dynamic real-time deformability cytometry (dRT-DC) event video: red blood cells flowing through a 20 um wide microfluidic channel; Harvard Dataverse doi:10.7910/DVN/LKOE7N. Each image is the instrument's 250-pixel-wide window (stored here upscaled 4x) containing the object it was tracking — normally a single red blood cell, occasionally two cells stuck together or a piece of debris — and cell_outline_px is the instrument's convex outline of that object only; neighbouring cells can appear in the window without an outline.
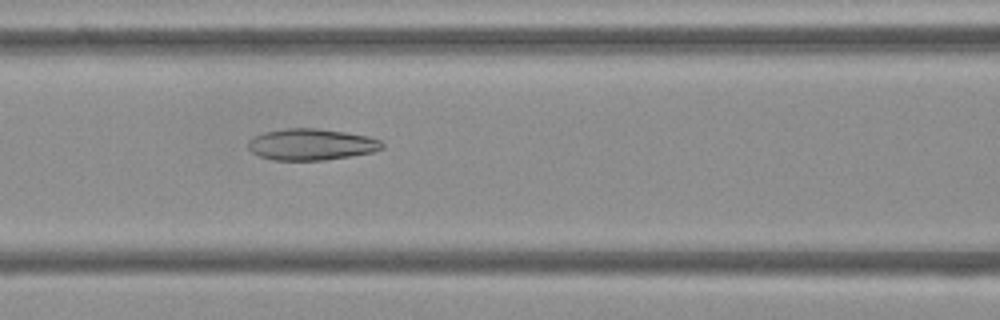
{"species": "Egyptian fruit bat (a non-hibernating species)", "species_latin": "Rousettus aegyptiacus", "temperature_condition": "cold", "stored_images_in_passage": 38, "camera_frame_rate_fps": 3000, "um_per_image_px": 0.085, "frame": {"image": 1, "passage_image": 7, "time_ms": 2.0, "image_size_px": [1000, 320], "cell_outline_px": [[384, 148], [372, 152], [352, 156], [324, 160], [272, 160], [260, 156], [252, 152], [248, 148], [248, 140], [252, 136], [264, 132], [284, 128], [316, 128], [344, 132], [368, 136], [380, 140], [384, 144]], "centroid_in_image_um": [26.44, 12.27], "position_along_channel_um": 140.2, "area_um2": 24.68}}
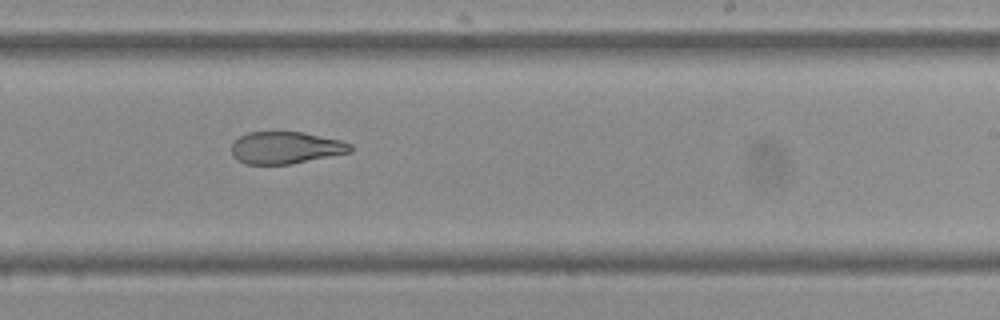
{"frame": {"image": 2, "passage_image": 17, "time_ms": 5.333, "image_size_px": [1000, 320], "cell_outline_px": [[352, 152], [292, 164], [244, 164], [236, 160], [232, 156], [232, 144], [240, 136], [248, 132], [304, 132], [340, 140], [352, 144]], "centroid_in_image_um": [24.29, 12.56], "position_along_channel_um": 264.7, "area_um2": 22.37}}
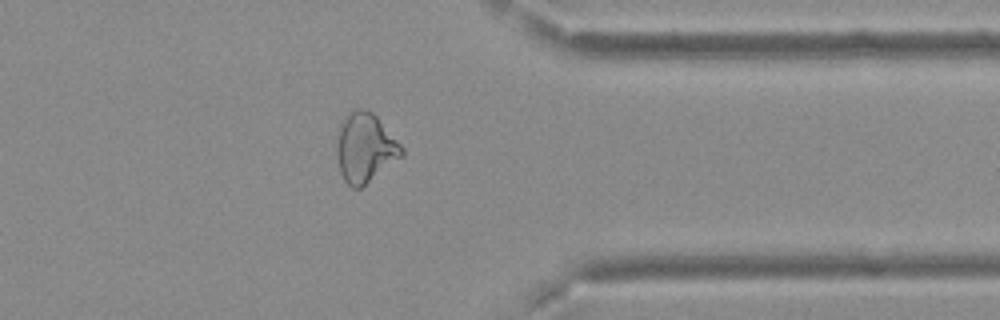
{"frame": {"image": 3, "passage_image": 27, "time_ms": 8.667, "image_size_px": [1000, 320], "cell_outline_px": [[404, 156], [360, 188], [352, 188], [344, 180], [340, 172], [336, 152], [336, 148], [340, 128], [344, 116], [348, 112], [356, 108], [364, 108], [372, 112], [376, 116], [404, 148]], "centroid_in_image_um": [31.04, 12.56], "position_along_channel_um": 380.4, "area_um2": 26.18}, "authors_computed_cell_mechanics": {"area_um2": 24.9407, "velocity_mm_per_s": 3.7424, "shape_relaxation_time_tau1_ms": 6.8287, "shape_relaxation_time_tau2_ms": 3.3593, "deformation_change_tau1": 0.1724, "deformation_change_tau2": 0.0954}}